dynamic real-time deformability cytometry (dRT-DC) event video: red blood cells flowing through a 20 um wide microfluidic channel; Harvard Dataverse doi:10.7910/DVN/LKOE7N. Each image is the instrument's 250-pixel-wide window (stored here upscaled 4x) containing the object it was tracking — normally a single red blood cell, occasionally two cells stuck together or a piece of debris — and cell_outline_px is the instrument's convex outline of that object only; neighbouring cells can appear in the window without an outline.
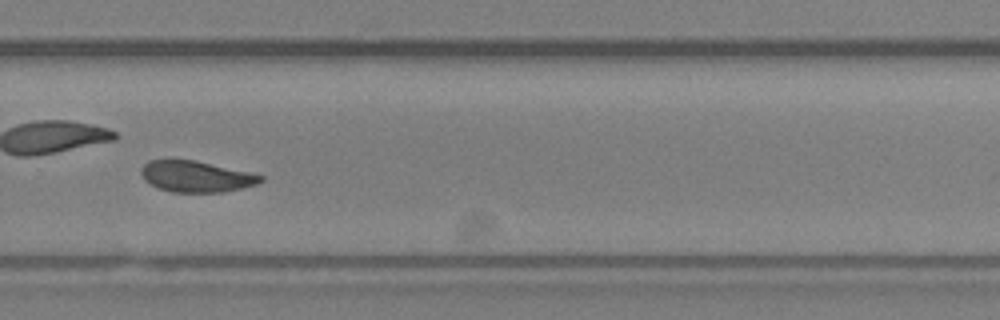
{"species": "Egyptian fruit bat (a non-hibernating species)", "species_latin": "Rousettus aegyptiacus", "temperature_condition": "room temperature", "stored_images_in_passage": 37, "camera_frame_rate_fps": 3000, "um_per_image_px": 0.085, "animal": {"sex": "female"}, "frame": {"image": 1, "passage_image": 24, "time_ms": 7.667, "image_size_px": [1000, 320], "cell_outline_px": [[264, 180], [256, 184], [224, 192], [172, 192], [160, 188], [144, 180], [140, 172], [140, 168], [148, 160], [196, 160], [252, 172], [264, 176]], "centroid_in_image_um": [16.69, 14.99], "position_along_channel_um": 313.1, "area_um2": 21.73}}
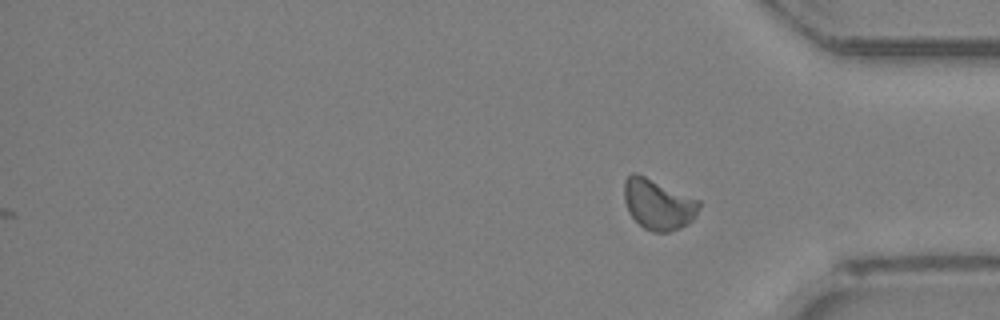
{"frame": {"image": 2, "passage_image": 37, "time_ms": 12.0, "image_size_px": [1000, 320], "cell_outline_px": [[700, 208], [692, 220], [688, 224], [680, 228], [668, 232], [652, 232], [644, 228], [628, 212], [624, 200], [624, 180], [632, 172], [636, 172], [700, 200]], "centroid_in_image_um": [55.94, 17.36], "position_along_channel_um": 379.3, "area_um2": 22.14}}